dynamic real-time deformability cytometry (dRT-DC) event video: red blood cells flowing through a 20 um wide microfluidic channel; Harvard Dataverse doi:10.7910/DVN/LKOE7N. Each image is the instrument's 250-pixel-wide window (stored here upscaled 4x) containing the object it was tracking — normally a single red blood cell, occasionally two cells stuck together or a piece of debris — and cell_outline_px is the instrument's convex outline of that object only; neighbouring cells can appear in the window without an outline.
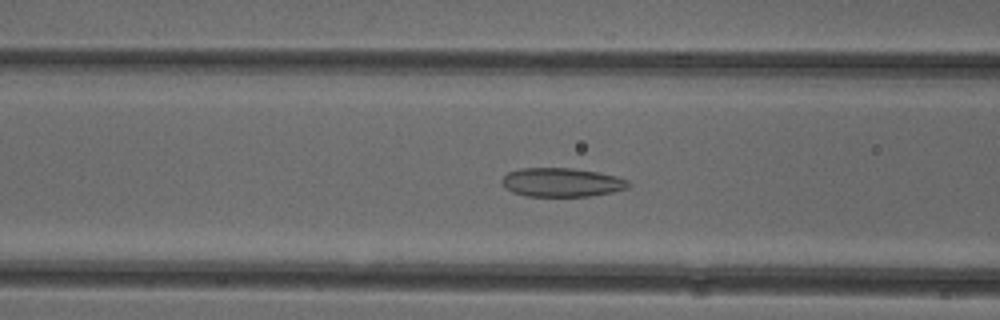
{"species": "common noctule bat (a hibernating species)", "species_latin": "Nyctalus noctula", "temperature_condition": "cold", "stored_images_in_passage": 54, "camera_frame_rate_fps": 3000, "um_per_image_px": 0.085, "animal": {"sex": "female"}, "frame": {"image": 1, "passage_image": 21, "time_ms": 6.667, "image_size_px": [1000, 320], "cell_outline_px": [[632, 184], [628, 188], [612, 192], [588, 196], [524, 196], [512, 192], [504, 188], [500, 180], [508, 172], [520, 168], [572, 168], [596, 172], [616, 176], [628, 180]], "centroid_in_image_um": [47.72, 15.5], "position_along_channel_um": 118.9, "area_um2": 21.39}}
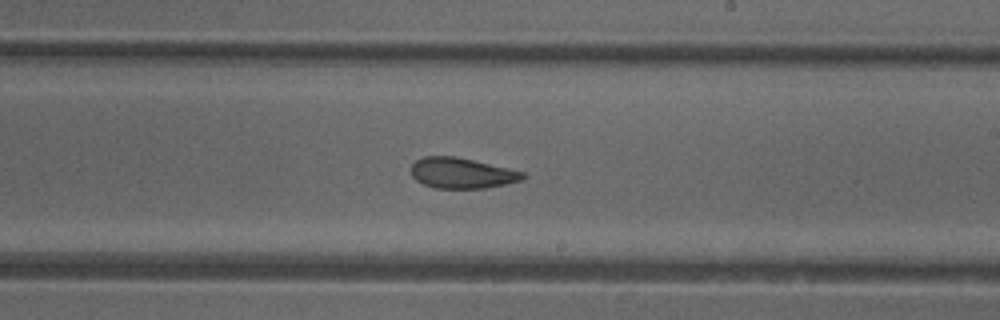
{"frame": {"image": 2, "passage_image": 31, "time_ms": 10.0, "image_size_px": [1000, 320], "cell_outline_px": [[524, 180], [484, 188], [436, 188], [424, 184], [416, 180], [412, 176], [412, 164], [416, 160], [424, 156], [456, 156], [524, 172]], "centroid_in_image_um": [39.24, 14.71], "position_along_channel_um": 249.8, "area_um2": 19.71}}
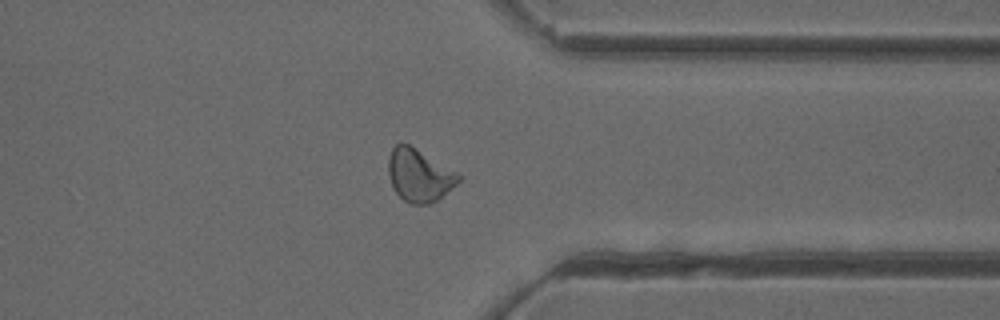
{"frame": {"image": 3, "passage_image": 41, "time_ms": 13.333, "image_size_px": [1000, 320], "cell_outline_px": [[460, 180], [456, 184], [436, 200], [428, 204], [408, 204], [392, 188], [388, 176], [388, 156], [392, 148], [396, 144], [408, 144], [460, 172]], "centroid_in_image_um": [35.62, 14.89], "position_along_channel_um": 375.8, "area_um2": 21.62}, "authors_computed_cell_mechanics": {"area_um2": 21.7328, "velocity_mm_per_s": 3.9298, "shape_relaxation_time_tau1_ms": null, "shape_relaxation_time_tau2_ms": 2.308, "deformation_change_tau1": null, "deformation_change_tau2": 0.0966}}